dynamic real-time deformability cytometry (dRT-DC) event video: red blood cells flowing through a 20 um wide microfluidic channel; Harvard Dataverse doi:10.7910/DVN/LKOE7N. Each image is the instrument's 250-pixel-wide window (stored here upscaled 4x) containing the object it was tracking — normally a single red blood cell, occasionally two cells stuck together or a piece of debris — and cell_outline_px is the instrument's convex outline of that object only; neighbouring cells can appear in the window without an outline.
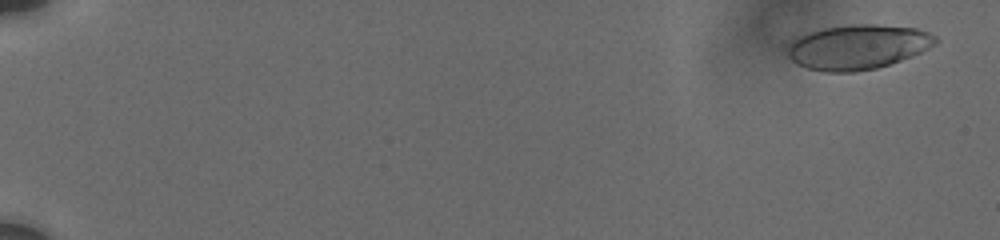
{"species": "human", "species_latin": "Homo sapiens", "temperature_condition": "cold", "stored_images_in_passage": 18, "camera_frame_rate_fps": 3000, "um_per_image_px": 0.085, "donor": {"sex": "male"}, "frame": {"image": 1, "passage_image": 2, "time_ms": 0.333, "image_size_px": [1000, 240], "cell_outline_px": [[940, 40], [928, 48], [912, 56], [876, 68], [856, 72], [824, 72], [808, 68], [796, 64], [788, 56], [788, 44], [792, 40], [800, 36], [824, 28], [852, 24], [872, 24], [916, 28], [928, 32], [936, 36]], "centroid_in_image_um": [72.91, 4.0], "position_along_channel_um": 12.1, "area_um2": 38.38}}
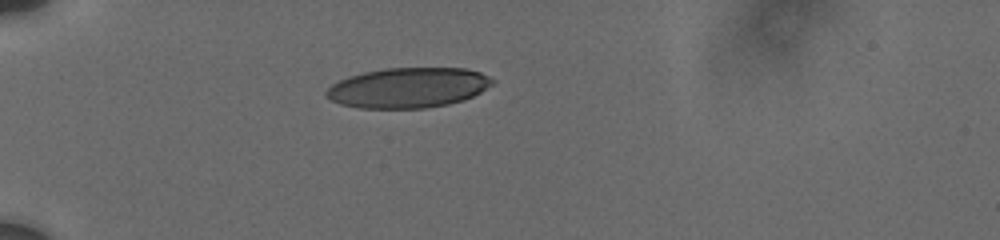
{"frame": {"image": 2, "passage_image": 16, "time_ms": 5.667, "image_size_px": [1000, 240], "cell_outline_px": [[496, 80], [492, 84], [480, 92], [464, 100], [448, 104], [424, 108], [360, 108], [340, 104], [324, 96], [324, 92], [332, 84], [348, 76], [364, 72], [384, 68], [464, 68], [480, 72]], "centroid_in_image_um": [34.68, 7.45], "position_along_channel_um": 50.3, "area_um2": 38.9}}
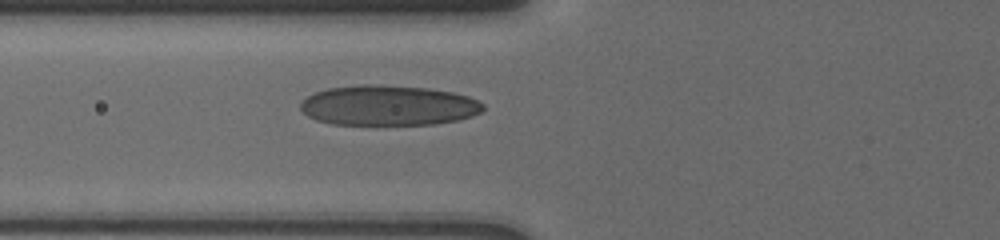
{"frame": {"image": 3, "passage_image": 18, "time_ms": 7.667, "image_size_px": [1000, 240], "cell_outline_px": [[484, 108], [480, 112], [472, 116], [456, 120], [432, 124], [332, 124], [316, 120], [308, 116], [300, 108], [300, 104], [308, 96], [316, 92], [328, 88], [364, 84], [368, 84], [428, 88], [452, 92], [468, 96], [484, 104]], "centroid_in_image_um": [33.0, 8.96], "position_along_channel_um": 92.8, "area_um2": 42.43}}